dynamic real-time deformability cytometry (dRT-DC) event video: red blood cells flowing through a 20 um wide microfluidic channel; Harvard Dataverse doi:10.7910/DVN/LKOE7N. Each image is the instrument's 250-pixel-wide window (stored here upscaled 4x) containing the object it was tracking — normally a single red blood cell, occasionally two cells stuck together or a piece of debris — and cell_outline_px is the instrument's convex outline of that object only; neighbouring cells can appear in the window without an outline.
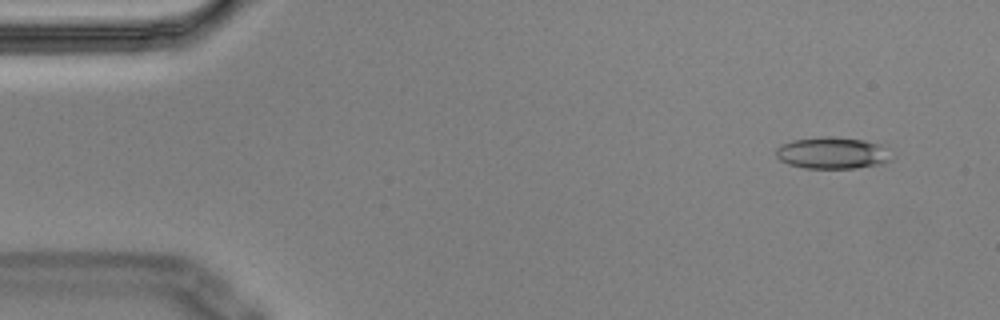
{"species": "Egyptian fruit bat (a non-hibernating species)", "species_latin": "Rousettus aegyptiacus", "temperature_condition": "cold", "stored_images_in_passage": 13, "camera_frame_rate_fps": 3000, "um_per_image_px": 0.085, "animal": {"sex": "male"}, "frame": {"image": 1, "passage_image": 1, "time_ms": 0.0, "image_size_px": [1000, 320], "cell_outline_px": [[892, 160], [880, 164], [856, 168], [804, 168], [788, 164], [780, 160], [776, 156], [776, 148], [792, 140], [828, 136], [832, 136], [864, 140], [880, 144]], "centroid_in_image_um": [70.71, 13.01], "position_along_channel_um": 14.3, "area_um2": 21.1}}
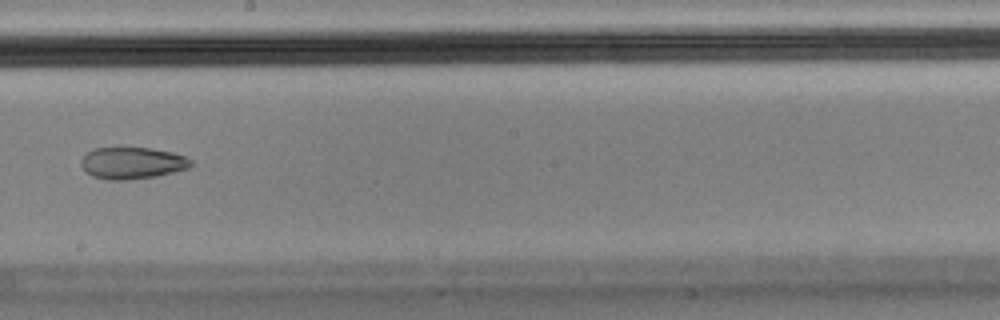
{"frame": {"image": 2, "passage_image": 8, "time_ms": 2.333, "image_size_px": [1000, 320], "cell_outline_px": [[192, 164], [188, 168], [156, 176], [124, 180], [108, 180], [92, 176], [80, 164], [84, 156], [88, 152], [96, 148], [152, 148], [172, 152], [184, 156], [192, 160]], "centroid_in_image_um": [11.25, 13.86], "position_along_channel_um": 236.9, "area_um2": 20.06}}
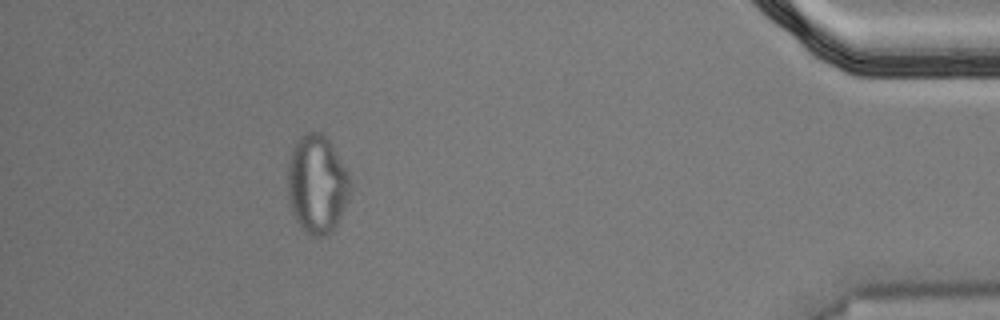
{"frame": {"image": 3, "passage_image": 13, "time_ms": 4.0, "image_size_px": [1000, 320], "cell_outline_px": [[348, 200], [336, 228], [332, 232], [324, 236], [312, 236], [304, 232], [296, 220], [292, 212], [288, 200], [288, 164], [292, 148], [300, 136], [304, 132], [320, 132], [332, 144], [344, 168], [348, 180]], "centroid_in_image_um": [26.91, 15.69], "position_along_channel_um": 408.3, "area_um2": 35.6}}